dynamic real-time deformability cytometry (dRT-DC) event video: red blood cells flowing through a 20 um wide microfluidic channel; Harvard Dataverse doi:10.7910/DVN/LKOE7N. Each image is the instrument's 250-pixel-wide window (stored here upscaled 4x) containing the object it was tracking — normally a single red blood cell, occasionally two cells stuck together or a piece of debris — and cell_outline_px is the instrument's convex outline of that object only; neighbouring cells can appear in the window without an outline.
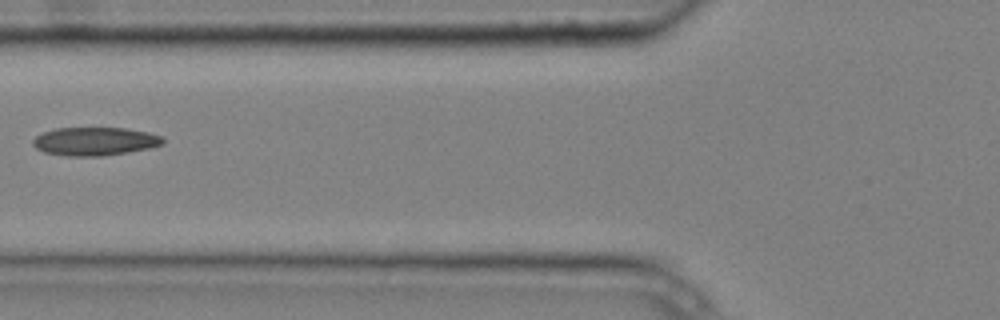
{"species": "common noctule bat (a hibernating species)", "species_latin": "Nyctalus noctula", "temperature_condition": "cold", "stored_images_in_passage": 6, "camera_frame_rate_fps": 3000, "um_per_image_px": 0.085, "animal": {"sex": "male", "body_mass_g": 20.4}, "frame": {"image": 1, "passage_image": 6, "time_ms": 1.667, "image_size_px": [1000, 320], "cell_outline_px": [[164, 144], [148, 148], [128, 152], [104, 156], [68, 156], [44, 152], [36, 148], [32, 144], [32, 140], [36, 136], [44, 132], [56, 128], [124, 128], [148, 132], [164, 136]], "centroid_in_image_um": [8.08, 12.01], "position_along_channel_um": 117.7, "area_um2": 21.5}}